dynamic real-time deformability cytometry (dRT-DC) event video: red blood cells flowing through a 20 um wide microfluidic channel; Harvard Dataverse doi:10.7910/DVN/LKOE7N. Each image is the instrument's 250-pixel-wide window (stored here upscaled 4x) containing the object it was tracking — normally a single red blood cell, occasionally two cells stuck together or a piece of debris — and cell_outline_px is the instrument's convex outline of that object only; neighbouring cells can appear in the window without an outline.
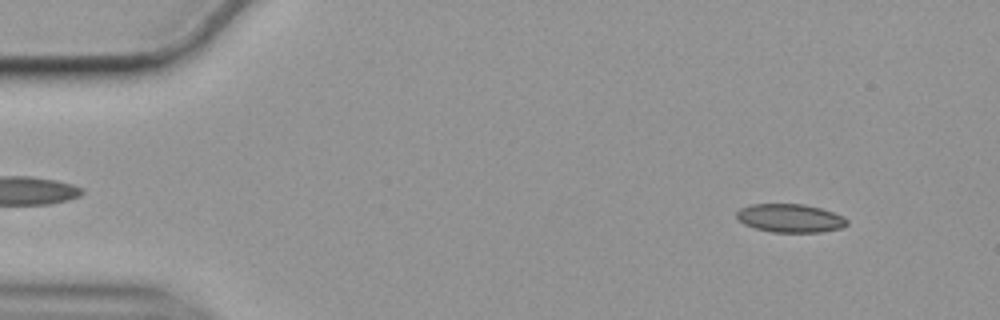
{"species": "common noctule bat (a hibernating species)", "species_latin": "Nyctalus noctula", "temperature_condition": "cold", "stored_images_in_passage": 56, "camera_frame_rate_fps": 3000, "um_per_image_px": 0.085, "animal": {"sex": "female", "body_mass_g": 19.9}, "frame": {"image": 1, "passage_image": 5, "time_ms": 1.333, "image_size_px": [1000, 320], "cell_outline_px": [[848, 224], [840, 228], [820, 232], [772, 232], [756, 228], [744, 224], [736, 216], [736, 212], [740, 208], [752, 204], [804, 204], [820, 208], [844, 216], [848, 220]], "centroid_in_image_um": [67.17, 18.54], "position_along_channel_um": 17.8, "area_um2": 18.21}}
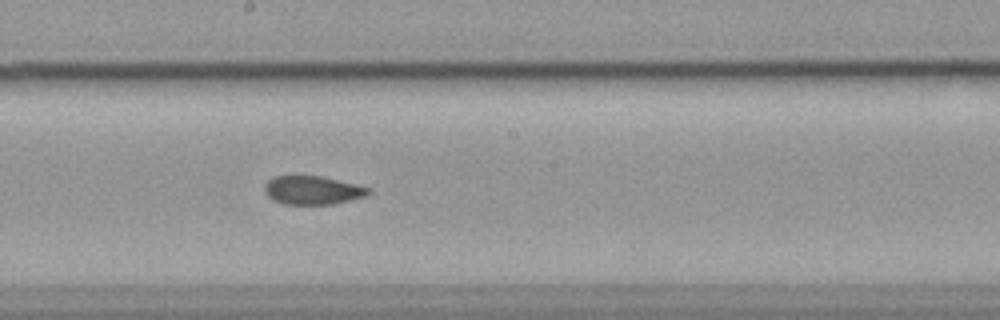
{"frame": {"image": 2, "passage_image": 30, "time_ms": 9.667, "image_size_px": [1000, 320], "cell_outline_px": [[372, 192], [364, 196], [332, 204], [284, 204], [272, 200], [264, 192], [264, 184], [268, 180], [276, 176], [320, 176], [368, 188]], "centroid_in_image_um": [26.49, 16.17], "position_along_channel_um": 221.7, "area_um2": 16.94}}
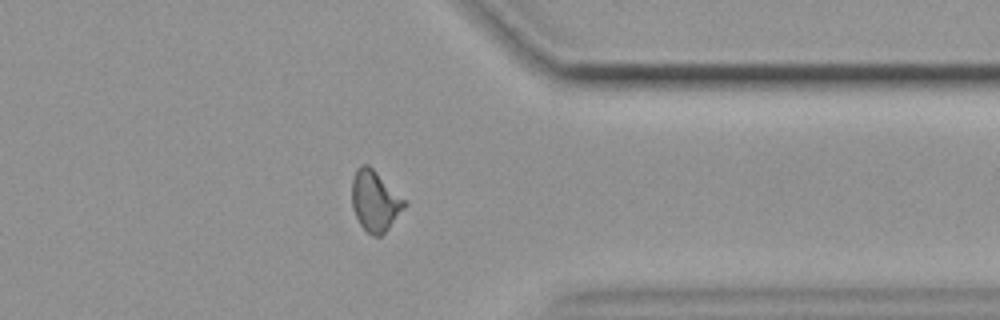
{"frame": {"image": 3, "passage_image": 44, "time_ms": 14.333, "image_size_px": [1000, 320], "cell_outline_px": [[408, 204], [388, 228], [380, 236], [372, 236], [360, 224], [352, 208], [352, 176], [356, 168], [360, 164], [368, 164], [408, 200]], "centroid_in_image_um": [31.89, 17.04], "position_along_channel_um": 379.5, "area_um2": 18.84}, "authors_computed_cell_mechanics": {"area_um2": 18.2937, "velocity_mm_per_s": 3.549, "shape_relaxation_time_tau1_ms": 8.3576, "shape_relaxation_time_tau2_ms": 3.6706, "deformation_change_tau1": 0.1305, "deformation_change_tau2": 0.0766}}